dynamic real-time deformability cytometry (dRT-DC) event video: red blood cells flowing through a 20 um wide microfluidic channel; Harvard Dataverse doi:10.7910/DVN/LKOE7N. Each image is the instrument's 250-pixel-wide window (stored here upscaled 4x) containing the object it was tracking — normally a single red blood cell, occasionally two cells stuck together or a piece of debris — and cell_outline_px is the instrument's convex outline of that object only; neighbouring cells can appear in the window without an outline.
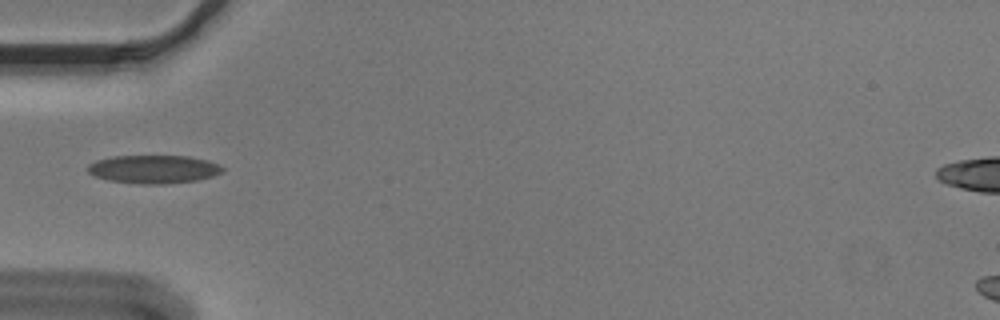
{"species": "Egyptian fruit bat (a non-hibernating species)", "species_latin": "Rousettus aegyptiacus", "temperature_condition": "cold", "stored_images_in_passage": 23, "camera_frame_rate_fps": 3000, "um_per_image_px": 0.085, "animal": {"sex": "male"}, "frame": {"image": 1, "passage_image": 1, "time_ms": 0.0, "image_size_px": [1000, 320], "cell_outline_px": [[224, 172], [212, 176], [196, 180], [164, 184], [140, 184], [108, 180], [96, 176], [88, 172], [88, 164], [96, 160], [112, 156], [188, 156], [208, 160], [224, 168]], "centroid_in_image_um": [13.05, 14.38], "position_along_channel_um": 71.9, "area_um2": 22.14}}
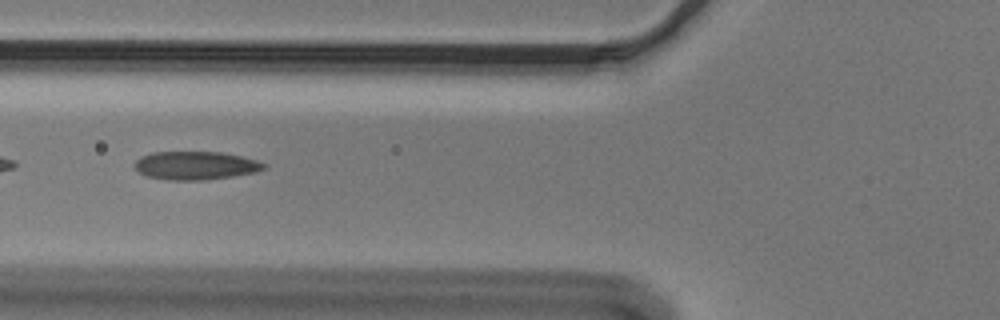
{"frame": {"image": 2, "passage_image": 4, "time_ms": 1.0, "image_size_px": [1000, 320], "cell_outline_px": [[268, 164], [264, 168], [256, 172], [232, 176], [204, 180], [168, 180], [148, 176], [140, 172], [132, 164], [140, 156], [152, 152], [224, 152], [256, 160]], "centroid_in_image_um": [16.61, 14.06], "position_along_channel_um": 109.2, "area_um2": 21.33}}